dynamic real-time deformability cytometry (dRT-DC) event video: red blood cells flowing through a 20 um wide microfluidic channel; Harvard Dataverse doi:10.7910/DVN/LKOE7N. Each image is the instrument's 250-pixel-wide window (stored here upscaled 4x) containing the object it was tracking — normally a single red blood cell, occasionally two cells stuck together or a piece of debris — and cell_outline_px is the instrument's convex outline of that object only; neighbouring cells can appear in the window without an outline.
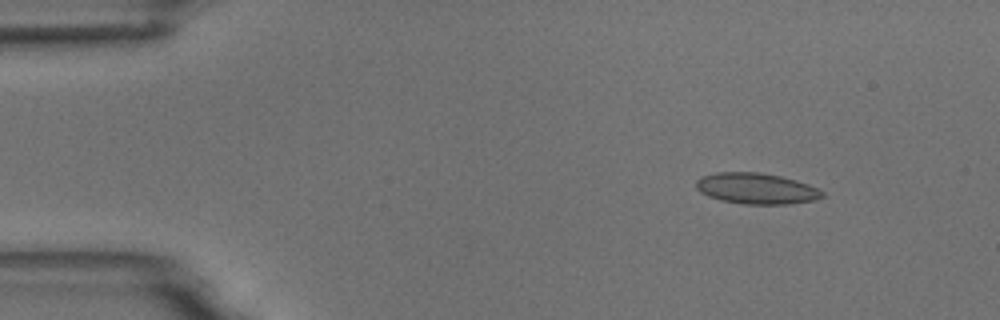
{"species": "common noctule bat (a hibernating species)", "species_latin": "Nyctalus noctula", "temperature_condition": "room temperature", "stored_images_in_passage": 5, "camera_frame_rate_fps": 3000, "um_per_image_px": 0.085, "animal": {"sex": "male", "body_mass_g": 18.8}, "frame": {"image": 1, "passage_image": 2, "time_ms": 1.0, "image_size_px": [1000, 320], "cell_outline_px": [[824, 196], [816, 200], [788, 204], [744, 204], [720, 200], [708, 196], [700, 192], [696, 188], [696, 180], [700, 176], [716, 172], [760, 172], [780, 176], [796, 180], [808, 184], [824, 192]], "centroid_in_image_um": [64.27, 16.02], "position_along_channel_um": 20.7, "area_um2": 22.89}}
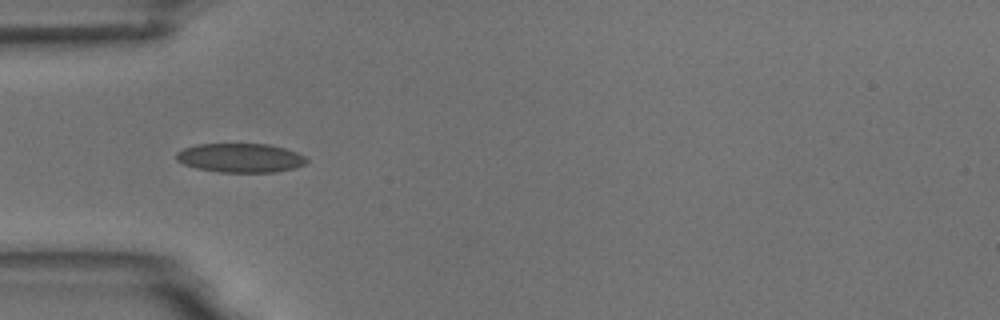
{"frame": {"image": 2, "passage_image": 5, "time_ms": 4.333, "image_size_px": [1000, 320], "cell_outline_px": [[308, 160], [304, 164], [292, 168], [276, 172], [220, 172], [196, 168], [184, 164], [176, 160], [176, 152], [184, 148], [196, 144], [268, 144], [284, 148], [296, 152], [304, 156]], "centroid_in_image_um": [20.4, 13.42], "position_along_channel_um": 64.6, "area_um2": 21.96}}